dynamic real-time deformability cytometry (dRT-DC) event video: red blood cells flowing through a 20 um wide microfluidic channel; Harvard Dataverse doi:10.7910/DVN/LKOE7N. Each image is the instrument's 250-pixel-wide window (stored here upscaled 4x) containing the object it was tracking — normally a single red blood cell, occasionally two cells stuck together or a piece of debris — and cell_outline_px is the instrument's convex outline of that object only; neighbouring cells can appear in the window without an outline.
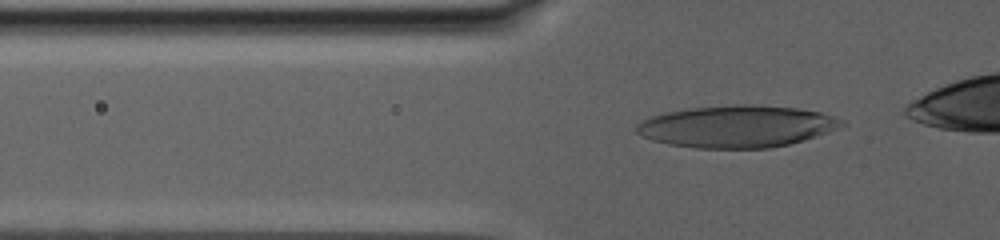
{"species": "human", "species_latin": "Homo sapiens", "temperature_condition": "warm", "stored_images_in_passage": 56, "camera_frame_rate_fps": 3000, "um_per_image_px": 0.085, "donor": {"sex": "male"}, "frame": {"image": 1, "passage_image": 32, "time_ms": 7.333, "image_size_px": [1000, 240], "cell_outline_px": [[848, 124], [816, 136], [788, 144], [768, 148], [696, 148], [668, 144], [652, 140], [636, 132], [636, 124], [652, 116], [664, 112], [688, 108], [736, 104], [752, 104], [796, 108], [820, 112], [836, 116], [844, 120]], "centroid_in_image_um": [62.65, 10.74], "position_along_channel_um": 63.2, "area_um2": 50.23}}
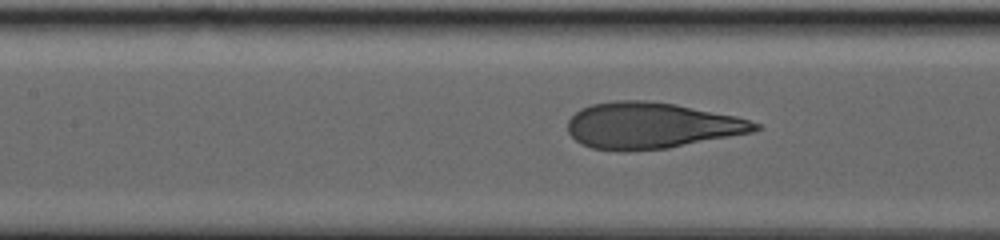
{"frame": {"image": 2, "passage_image": 50, "time_ms": 11.667, "image_size_px": [1000, 240], "cell_outline_px": [[760, 128], [752, 132], [668, 148], [628, 152], [620, 152], [592, 148], [580, 144], [568, 132], [568, 120], [580, 108], [592, 104], [616, 100], [644, 100], [676, 104], [736, 116], [760, 124]], "centroid_in_image_um": [55.32, 10.68], "position_along_channel_um": 152.1, "area_um2": 50.52}}
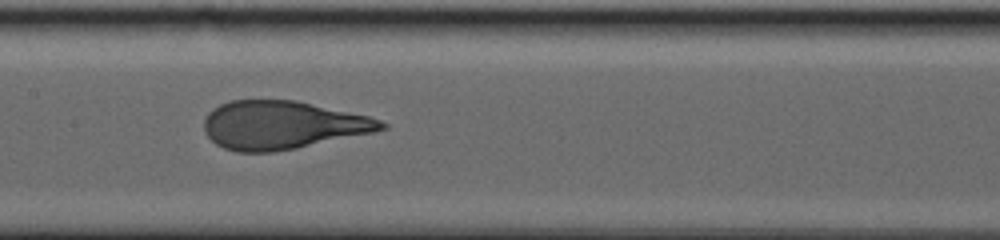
{"frame": {"image": 3, "passage_image": 55, "time_ms": 13.0, "image_size_px": [1000, 240], "cell_outline_px": [[388, 128], [376, 132], [296, 148], [272, 152], [236, 152], [224, 148], [216, 144], [204, 132], [204, 120], [208, 112], [212, 108], [228, 100], [296, 100], [368, 116], [380, 120], [388, 124]], "centroid_in_image_um": [23.99, 10.63], "position_along_channel_um": 183.4, "area_um2": 50.0}}